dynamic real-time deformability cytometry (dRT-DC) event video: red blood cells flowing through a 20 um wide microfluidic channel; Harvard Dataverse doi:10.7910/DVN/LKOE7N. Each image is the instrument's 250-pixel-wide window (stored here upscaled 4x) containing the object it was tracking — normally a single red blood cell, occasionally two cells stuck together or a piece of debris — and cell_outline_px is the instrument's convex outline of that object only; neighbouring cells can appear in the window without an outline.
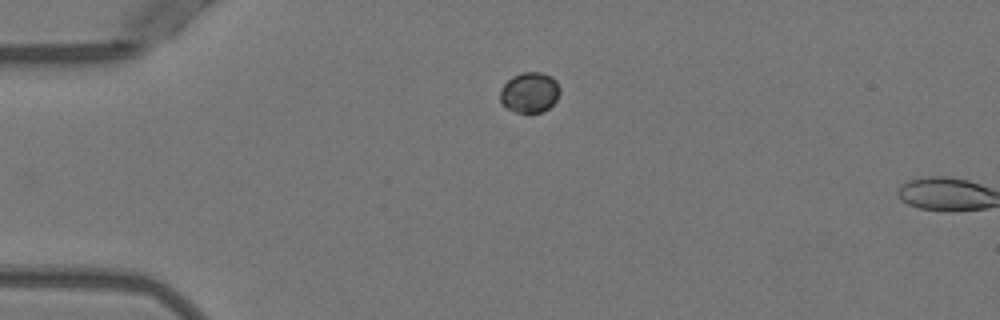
{"species": "Egyptian fruit bat (a non-hibernating species)", "species_latin": "Rousettus aegyptiacus", "temperature_condition": "warm", "stored_images_in_passage": 3, "camera_frame_rate_fps": 3000, "um_per_image_px": 0.085, "animal": {"sex": "female"}, "frame": {"image": 1, "passage_image": 1, "time_ms": 0.0, "image_size_px": [1000, 320], "cell_outline_px": [[560, 92], [556, 100], [548, 108], [540, 112], [516, 112], [508, 108], [500, 100], [500, 88], [512, 76], [520, 72], [540, 72], [552, 76], [556, 80], [560, 88]], "centroid_in_image_um": [45.02, 7.83], "position_along_channel_um": 40.0, "area_um2": 14.05}}